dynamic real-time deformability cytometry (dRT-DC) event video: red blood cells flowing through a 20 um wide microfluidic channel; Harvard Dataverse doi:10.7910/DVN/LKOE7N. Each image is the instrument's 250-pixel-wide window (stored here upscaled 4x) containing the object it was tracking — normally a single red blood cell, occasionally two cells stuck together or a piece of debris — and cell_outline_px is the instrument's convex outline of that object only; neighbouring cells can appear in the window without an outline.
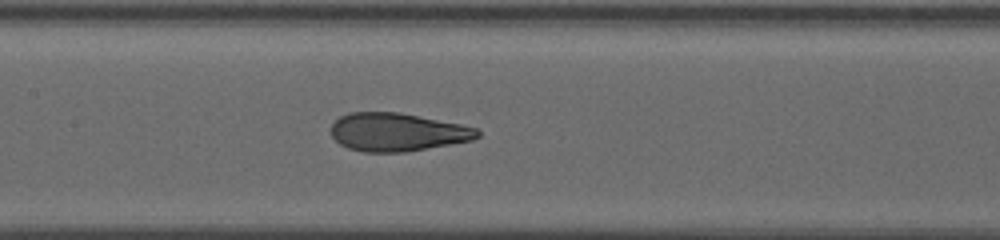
{"species": "human", "species_latin": "Homo sapiens", "temperature_condition": "warm", "stored_images_in_passage": 20, "camera_frame_rate_fps": 3000, "um_per_image_px": 0.085, "donor": {"sex": "female"}, "frame": {"image": 1, "passage_image": 20, "time_ms": 11.0, "image_size_px": [1000, 240], "cell_outline_px": [[480, 136], [472, 140], [404, 152], [364, 152], [348, 148], [340, 144], [332, 136], [332, 124], [340, 116], [348, 112], [400, 112], [460, 124], [476, 128], [480, 132]], "centroid_in_image_um": [33.75, 11.22], "position_along_channel_um": 173.6, "area_um2": 32.43}}